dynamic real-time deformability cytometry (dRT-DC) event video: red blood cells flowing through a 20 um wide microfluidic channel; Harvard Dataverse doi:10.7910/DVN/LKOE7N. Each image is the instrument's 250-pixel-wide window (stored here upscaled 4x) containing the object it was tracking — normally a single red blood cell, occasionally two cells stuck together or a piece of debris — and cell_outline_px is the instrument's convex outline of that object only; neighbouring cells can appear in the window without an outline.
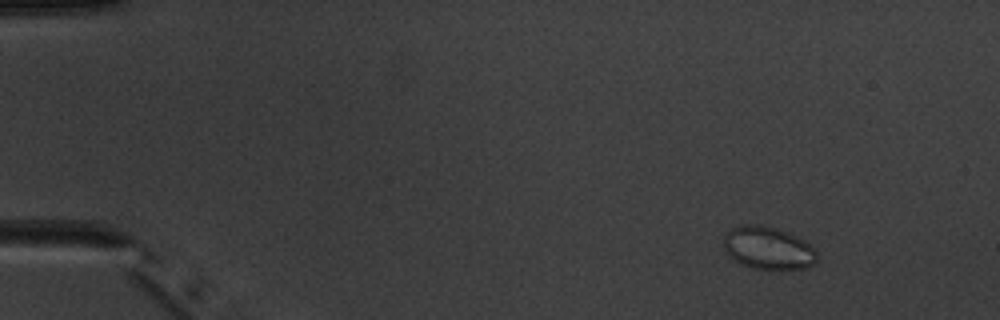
{"species": "common noctule bat (a hibernating species)", "species_latin": "Nyctalus noctula", "temperature_condition": "warm", "stored_images_in_passage": 5, "camera_frame_rate_fps": 3000, "um_per_image_px": 0.085, "animal": {"sex": "male", "body_mass_g": 20.1, "forearm_length_mm": 53.5}, "frame": {"image": 1, "passage_image": 2, "time_ms": 1.333, "image_size_px": [1000, 320], "cell_outline_px": [[816, 260], [812, 264], [804, 268], [776, 272], [752, 268], [740, 264], [732, 260], [724, 244], [724, 236], [732, 228], [744, 224], [760, 224], [776, 228], [788, 232], [804, 240], [816, 252]], "centroid_in_image_um": [65.28, 21.12], "position_along_channel_um": 19.7, "area_um2": 23.58}}
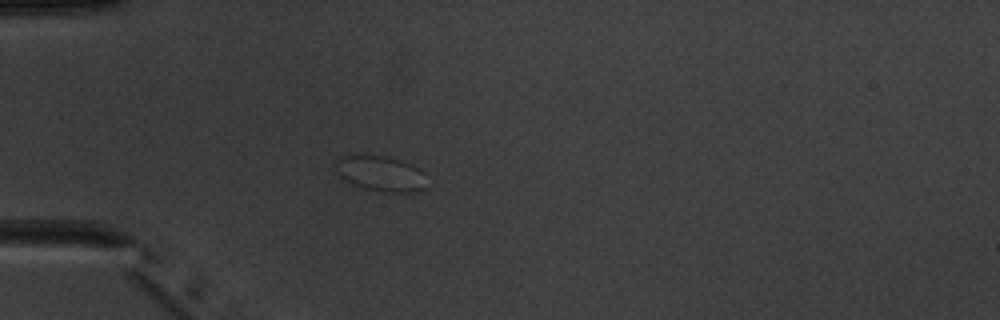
{"frame": {"image": 2, "passage_image": 5, "time_ms": 4.667, "image_size_px": [1000, 320], "cell_outline_px": [[424, 188], [412, 192], [388, 192], [364, 188], [340, 180], [336, 172], [336, 160], [340, 156], [352, 152], [360, 152], [388, 156], [400, 160], [424, 172]], "centroid_in_image_um": [32.22, 14.69], "position_along_channel_um": 52.8, "area_um2": 19.36}}